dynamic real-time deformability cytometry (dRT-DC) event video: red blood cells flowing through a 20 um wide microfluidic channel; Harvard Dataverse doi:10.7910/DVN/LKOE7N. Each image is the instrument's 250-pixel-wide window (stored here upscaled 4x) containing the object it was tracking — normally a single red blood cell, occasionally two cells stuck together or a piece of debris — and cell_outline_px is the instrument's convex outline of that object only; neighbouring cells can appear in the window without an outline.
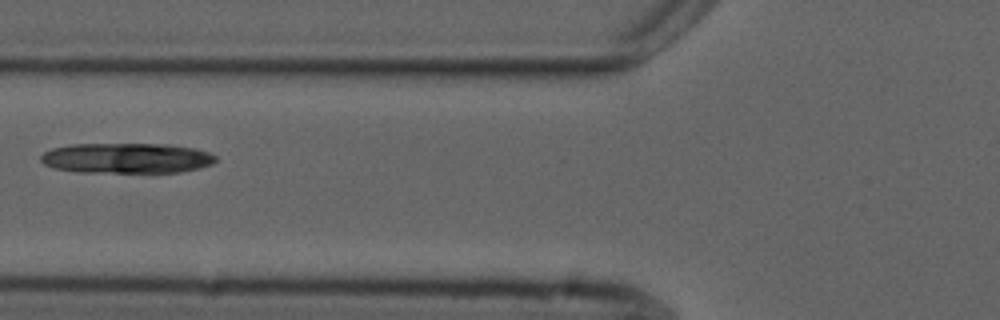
{"species": "common noctule bat (a hibernating species)", "species_latin": "Nyctalus noctula", "temperature_condition": "cold", "stored_images_in_passage": 6, "camera_frame_rate_fps": 3000, "um_per_image_px": 0.085, "animal": {"sex": "male", "forearm_length_mm": 52.5}, "frame": {"image": 1, "passage_image": 6, "time_ms": 5.667, "image_size_px": [1000, 320], "cell_outline_px": [[216, 160], [212, 164], [200, 168], [180, 172], [80, 172], [56, 168], [44, 164], [40, 160], [40, 156], [44, 152], [52, 148], [72, 144], [168, 144], [196, 148], [208, 152], [216, 156]], "centroid_in_image_um": [10.78, 13.43], "position_along_channel_um": 115.0, "area_um2": 30.92}}